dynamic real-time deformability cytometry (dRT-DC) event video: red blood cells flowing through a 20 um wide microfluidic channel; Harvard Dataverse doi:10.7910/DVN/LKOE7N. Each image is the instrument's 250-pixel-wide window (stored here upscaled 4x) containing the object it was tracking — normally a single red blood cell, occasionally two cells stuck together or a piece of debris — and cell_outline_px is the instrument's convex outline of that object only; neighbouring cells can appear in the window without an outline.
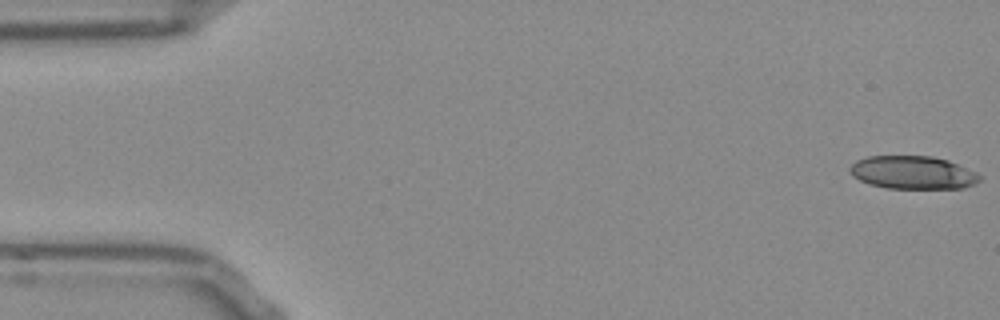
{"species": "Egyptian fruit bat (a non-hibernating species)", "species_latin": "Rousettus aegyptiacus", "temperature_condition": "room temperature", "stored_images_in_passage": 52, "camera_frame_rate_fps": 3000, "um_per_image_px": 0.085, "frame": {"image": 1, "passage_image": 1, "time_ms": 0.0, "image_size_px": [1000, 320], "cell_outline_px": [[984, 176], [976, 184], [964, 188], [884, 188], [868, 184], [852, 176], [848, 172], [848, 168], [856, 160], [868, 156], [932, 156], [948, 160], [976, 172]], "centroid_in_image_um": [77.58, 14.67], "position_along_channel_um": 7.4, "area_um2": 25.32}}
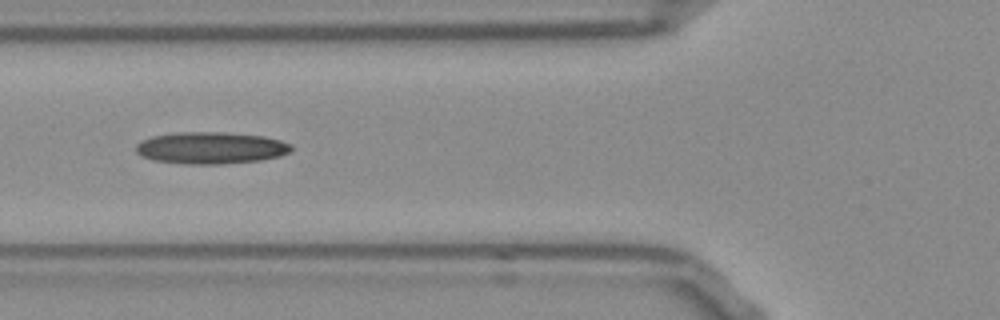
{"frame": {"image": 2, "passage_image": 19, "time_ms": 6.0, "image_size_px": [1000, 320], "cell_outline_px": [[292, 148], [288, 152], [280, 156], [260, 160], [220, 164], [184, 164], [152, 160], [140, 156], [136, 152], [136, 144], [140, 140], [152, 136], [180, 132], [224, 132], [264, 136], [280, 140], [292, 144]], "centroid_in_image_um": [17.88, 12.57], "position_along_channel_um": 107.9, "area_um2": 29.02}}
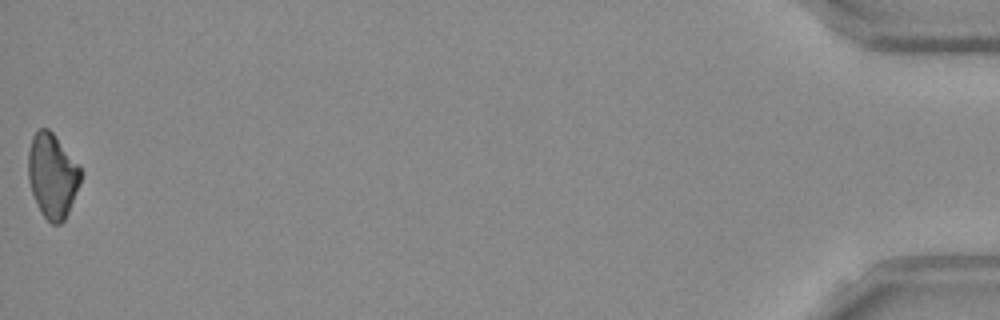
{"frame": {"image": 3, "passage_image": 52, "time_ms": 17.0, "image_size_px": [1000, 320], "cell_outline_px": [[84, 172], [80, 184], [68, 212], [64, 220], [60, 224], [52, 224], [40, 212], [32, 192], [28, 180], [28, 152], [32, 136], [40, 128], [48, 128], [56, 136]], "centroid_in_image_um": [4.46, 14.93], "position_along_channel_um": 430.7, "area_um2": 25.89}}